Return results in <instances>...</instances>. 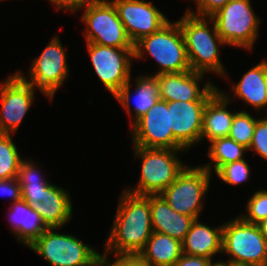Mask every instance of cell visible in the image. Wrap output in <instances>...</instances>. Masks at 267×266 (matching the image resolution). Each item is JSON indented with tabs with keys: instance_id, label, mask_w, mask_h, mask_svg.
Here are the masks:
<instances>
[{
	"instance_id": "836d02e7",
	"label": "cell",
	"mask_w": 267,
	"mask_h": 266,
	"mask_svg": "<svg viewBox=\"0 0 267 266\" xmlns=\"http://www.w3.org/2000/svg\"><path fill=\"white\" fill-rule=\"evenodd\" d=\"M0 194L12 199V203L22 199L21 186L17 177L0 180Z\"/></svg>"
},
{
	"instance_id": "d590c367",
	"label": "cell",
	"mask_w": 267,
	"mask_h": 266,
	"mask_svg": "<svg viewBox=\"0 0 267 266\" xmlns=\"http://www.w3.org/2000/svg\"><path fill=\"white\" fill-rule=\"evenodd\" d=\"M217 263L220 262H213L212 259L202 256L182 254L173 266H215Z\"/></svg>"
},
{
	"instance_id": "7402d4cb",
	"label": "cell",
	"mask_w": 267,
	"mask_h": 266,
	"mask_svg": "<svg viewBox=\"0 0 267 266\" xmlns=\"http://www.w3.org/2000/svg\"><path fill=\"white\" fill-rule=\"evenodd\" d=\"M222 235L223 225L211 228L195 219L182 242V253L213 259L222 253Z\"/></svg>"
},
{
	"instance_id": "ac0fdd59",
	"label": "cell",
	"mask_w": 267,
	"mask_h": 266,
	"mask_svg": "<svg viewBox=\"0 0 267 266\" xmlns=\"http://www.w3.org/2000/svg\"><path fill=\"white\" fill-rule=\"evenodd\" d=\"M232 96L220 89L207 101L203 113V127L200 142L207 138L209 142L228 137L235 112L227 109Z\"/></svg>"
},
{
	"instance_id": "e575fe53",
	"label": "cell",
	"mask_w": 267,
	"mask_h": 266,
	"mask_svg": "<svg viewBox=\"0 0 267 266\" xmlns=\"http://www.w3.org/2000/svg\"><path fill=\"white\" fill-rule=\"evenodd\" d=\"M49 3L56 7V10H67L69 12L80 11L86 8L89 4L99 0H48Z\"/></svg>"
},
{
	"instance_id": "83f0119b",
	"label": "cell",
	"mask_w": 267,
	"mask_h": 266,
	"mask_svg": "<svg viewBox=\"0 0 267 266\" xmlns=\"http://www.w3.org/2000/svg\"><path fill=\"white\" fill-rule=\"evenodd\" d=\"M257 120L246 110L236 112L228 137L249 149Z\"/></svg>"
},
{
	"instance_id": "d6a6232c",
	"label": "cell",
	"mask_w": 267,
	"mask_h": 266,
	"mask_svg": "<svg viewBox=\"0 0 267 266\" xmlns=\"http://www.w3.org/2000/svg\"><path fill=\"white\" fill-rule=\"evenodd\" d=\"M116 257L114 262L110 261L107 256L104 257L105 266H151L139 254H113Z\"/></svg>"
},
{
	"instance_id": "3957f363",
	"label": "cell",
	"mask_w": 267,
	"mask_h": 266,
	"mask_svg": "<svg viewBox=\"0 0 267 266\" xmlns=\"http://www.w3.org/2000/svg\"><path fill=\"white\" fill-rule=\"evenodd\" d=\"M150 55L159 66L152 76L161 73H181L191 70L185 39L178 22L170 20L158 31L142 37L134 44V59Z\"/></svg>"
},
{
	"instance_id": "7c38bea8",
	"label": "cell",
	"mask_w": 267,
	"mask_h": 266,
	"mask_svg": "<svg viewBox=\"0 0 267 266\" xmlns=\"http://www.w3.org/2000/svg\"><path fill=\"white\" fill-rule=\"evenodd\" d=\"M17 72L0 82V134H15L31 108L35 91Z\"/></svg>"
},
{
	"instance_id": "5bb4252c",
	"label": "cell",
	"mask_w": 267,
	"mask_h": 266,
	"mask_svg": "<svg viewBox=\"0 0 267 266\" xmlns=\"http://www.w3.org/2000/svg\"><path fill=\"white\" fill-rule=\"evenodd\" d=\"M206 103L207 101L168 102L174 150L188 151L199 144Z\"/></svg>"
},
{
	"instance_id": "d6986e66",
	"label": "cell",
	"mask_w": 267,
	"mask_h": 266,
	"mask_svg": "<svg viewBox=\"0 0 267 266\" xmlns=\"http://www.w3.org/2000/svg\"><path fill=\"white\" fill-rule=\"evenodd\" d=\"M131 78L129 82L121 88L115 95L114 98L123 106L126 113L130 115L135 122L143 114H145L152 106L155 105L159 99L158 82L155 76L152 75H138L136 78V86L133 88L134 96V108L131 109ZM134 111V113L132 112ZM134 114V115H131Z\"/></svg>"
},
{
	"instance_id": "30bf717a",
	"label": "cell",
	"mask_w": 267,
	"mask_h": 266,
	"mask_svg": "<svg viewBox=\"0 0 267 266\" xmlns=\"http://www.w3.org/2000/svg\"><path fill=\"white\" fill-rule=\"evenodd\" d=\"M59 38L58 35L53 36L42 53L32 60L29 75L25 76L24 72L17 71L34 88H39L50 101L55 97L57 90L64 85V80L68 78L70 71L66 48Z\"/></svg>"
},
{
	"instance_id": "52a82bcc",
	"label": "cell",
	"mask_w": 267,
	"mask_h": 266,
	"mask_svg": "<svg viewBox=\"0 0 267 266\" xmlns=\"http://www.w3.org/2000/svg\"><path fill=\"white\" fill-rule=\"evenodd\" d=\"M212 174L202 166L185 169L159 195L176 212L199 219Z\"/></svg>"
},
{
	"instance_id": "f35d334b",
	"label": "cell",
	"mask_w": 267,
	"mask_h": 266,
	"mask_svg": "<svg viewBox=\"0 0 267 266\" xmlns=\"http://www.w3.org/2000/svg\"><path fill=\"white\" fill-rule=\"evenodd\" d=\"M215 266H230V264L217 263Z\"/></svg>"
},
{
	"instance_id": "d4e9b609",
	"label": "cell",
	"mask_w": 267,
	"mask_h": 266,
	"mask_svg": "<svg viewBox=\"0 0 267 266\" xmlns=\"http://www.w3.org/2000/svg\"><path fill=\"white\" fill-rule=\"evenodd\" d=\"M40 171L41 169L37 163L25 158L17 174V180L21 186L22 200L32 207L42 202L45 196V188L50 184L48 180L44 179Z\"/></svg>"
},
{
	"instance_id": "cb8c5ba5",
	"label": "cell",
	"mask_w": 267,
	"mask_h": 266,
	"mask_svg": "<svg viewBox=\"0 0 267 266\" xmlns=\"http://www.w3.org/2000/svg\"><path fill=\"white\" fill-rule=\"evenodd\" d=\"M182 254V242L155 231L139 253L151 266H173Z\"/></svg>"
},
{
	"instance_id": "ffe728a7",
	"label": "cell",
	"mask_w": 267,
	"mask_h": 266,
	"mask_svg": "<svg viewBox=\"0 0 267 266\" xmlns=\"http://www.w3.org/2000/svg\"><path fill=\"white\" fill-rule=\"evenodd\" d=\"M33 208L42 217L48 228L60 230L72 220L73 210L70 193L52 182L45 188L42 202L35 204Z\"/></svg>"
},
{
	"instance_id": "2e32d148",
	"label": "cell",
	"mask_w": 267,
	"mask_h": 266,
	"mask_svg": "<svg viewBox=\"0 0 267 266\" xmlns=\"http://www.w3.org/2000/svg\"><path fill=\"white\" fill-rule=\"evenodd\" d=\"M154 76L158 82L159 99L167 102L208 101L219 90L209 78L201 90L199 83L205 75L192 70Z\"/></svg>"
},
{
	"instance_id": "5b68a950",
	"label": "cell",
	"mask_w": 267,
	"mask_h": 266,
	"mask_svg": "<svg viewBox=\"0 0 267 266\" xmlns=\"http://www.w3.org/2000/svg\"><path fill=\"white\" fill-rule=\"evenodd\" d=\"M134 158L141 160V174L137 186L125 191L135 195H159L185 169L186 164L177 152L186 150L133 147Z\"/></svg>"
},
{
	"instance_id": "7a4b0ae2",
	"label": "cell",
	"mask_w": 267,
	"mask_h": 266,
	"mask_svg": "<svg viewBox=\"0 0 267 266\" xmlns=\"http://www.w3.org/2000/svg\"><path fill=\"white\" fill-rule=\"evenodd\" d=\"M177 22L185 39L191 70L203 74L214 72L220 77L228 78L219 54L220 48L227 44L219 36L213 19L194 15L186 10Z\"/></svg>"
},
{
	"instance_id": "9a60e30c",
	"label": "cell",
	"mask_w": 267,
	"mask_h": 266,
	"mask_svg": "<svg viewBox=\"0 0 267 266\" xmlns=\"http://www.w3.org/2000/svg\"><path fill=\"white\" fill-rule=\"evenodd\" d=\"M119 19L133 44L142 37L158 31L169 19L153 5L144 0H111Z\"/></svg>"
},
{
	"instance_id": "484cf974",
	"label": "cell",
	"mask_w": 267,
	"mask_h": 266,
	"mask_svg": "<svg viewBox=\"0 0 267 266\" xmlns=\"http://www.w3.org/2000/svg\"><path fill=\"white\" fill-rule=\"evenodd\" d=\"M209 143L207 156L211 159V162L201 166L206 168L211 174L213 173L212 170L216 173L227 163L244 159V153L248 151L247 148L238 144L230 137L218 138Z\"/></svg>"
},
{
	"instance_id": "e0dca14e",
	"label": "cell",
	"mask_w": 267,
	"mask_h": 266,
	"mask_svg": "<svg viewBox=\"0 0 267 266\" xmlns=\"http://www.w3.org/2000/svg\"><path fill=\"white\" fill-rule=\"evenodd\" d=\"M149 202L153 231L183 242L195 218L176 212L160 195H149Z\"/></svg>"
},
{
	"instance_id": "4fadbf2b",
	"label": "cell",
	"mask_w": 267,
	"mask_h": 266,
	"mask_svg": "<svg viewBox=\"0 0 267 266\" xmlns=\"http://www.w3.org/2000/svg\"><path fill=\"white\" fill-rule=\"evenodd\" d=\"M132 145L143 148L173 149L168 102L158 99L145 114L131 123Z\"/></svg>"
},
{
	"instance_id": "f546056e",
	"label": "cell",
	"mask_w": 267,
	"mask_h": 266,
	"mask_svg": "<svg viewBox=\"0 0 267 266\" xmlns=\"http://www.w3.org/2000/svg\"><path fill=\"white\" fill-rule=\"evenodd\" d=\"M245 208L247 213L239 215L244 221L257 225L264 221L267 218V190L255 191Z\"/></svg>"
},
{
	"instance_id": "8992f818",
	"label": "cell",
	"mask_w": 267,
	"mask_h": 266,
	"mask_svg": "<svg viewBox=\"0 0 267 266\" xmlns=\"http://www.w3.org/2000/svg\"><path fill=\"white\" fill-rule=\"evenodd\" d=\"M254 12L251 0H231L211 18L227 45L251 51L258 39L261 22Z\"/></svg>"
},
{
	"instance_id": "44dd1931",
	"label": "cell",
	"mask_w": 267,
	"mask_h": 266,
	"mask_svg": "<svg viewBox=\"0 0 267 266\" xmlns=\"http://www.w3.org/2000/svg\"><path fill=\"white\" fill-rule=\"evenodd\" d=\"M10 230L22 245L31 246L47 229L42 217L24 200L10 204Z\"/></svg>"
},
{
	"instance_id": "9c48e42d",
	"label": "cell",
	"mask_w": 267,
	"mask_h": 266,
	"mask_svg": "<svg viewBox=\"0 0 267 266\" xmlns=\"http://www.w3.org/2000/svg\"><path fill=\"white\" fill-rule=\"evenodd\" d=\"M86 42L114 48H134L111 0H99L82 9Z\"/></svg>"
},
{
	"instance_id": "74e56055",
	"label": "cell",
	"mask_w": 267,
	"mask_h": 266,
	"mask_svg": "<svg viewBox=\"0 0 267 266\" xmlns=\"http://www.w3.org/2000/svg\"><path fill=\"white\" fill-rule=\"evenodd\" d=\"M261 232L265 235V237L267 238V218L262 221L260 224H258Z\"/></svg>"
},
{
	"instance_id": "8fae6325",
	"label": "cell",
	"mask_w": 267,
	"mask_h": 266,
	"mask_svg": "<svg viewBox=\"0 0 267 266\" xmlns=\"http://www.w3.org/2000/svg\"><path fill=\"white\" fill-rule=\"evenodd\" d=\"M95 74L113 96L131 78L134 48H114L86 42Z\"/></svg>"
},
{
	"instance_id": "4316f807",
	"label": "cell",
	"mask_w": 267,
	"mask_h": 266,
	"mask_svg": "<svg viewBox=\"0 0 267 266\" xmlns=\"http://www.w3.org/2000/svg\"><path fill=\"white\" fill-rule=\"evenodd\" d=\"M11 134H0V180L17 177L21 158Z\"/></svg>"
},
{
	"instance_id": "8d00e7d4",
	"label": "cell",
	"mask_w": 267,
	"mask_h": 266,
	"mask_svg": "<svg viewBox=\"0 0 267 266\" xmlns=\"http://www.w3.org/2000/svg\"><path fill=\"white\" fill-rule=\"evenodd\" d=\"M88 266H105L103 255H100L92 264Z\"/></svg>"
},
{
	"instance_id": "603a6c76",
	"label": "cell",
	"mask_w": 267,
	"mask_h": 266,
	"mask_svg": "<svg viewBox=\"0 0 267 266\" xmlns=\"http://www.w3.org/2000/svg\"><path fill=\"white\" fill-rule=\"evenodd\" d=\"M232 93L252 106L255 110L267 106V60L251 67L242 78L234 84Z\"/></svg>"
},
{
	"instance_id": "ba28073f",
	"label": "cell",
	"mask_w": 267,
	"mask_h": 266,
	"mask_svg": "<svg viewBox=\"0 0 267 266\" xmlns=\"http://www.w3.org/2000/svg\"><path fill=\"white\" fill-rule=\"evenodd\" d=\"M48 228L31 246L51 266H88L101 254L73 234Z\"/></svg>"
},
{
	"instance_id": "6da1fadb",
	"label": "cell",
	"mask_w": 267,
	"mask_h": 266,
	"mask_svg": "<svg viewBox=\"0 0 267 266\" xmlns=\"http://www.w3.org/2000/svg\"><path fill=\"white\" fill-rule=\"evenodd\" d=\"M103 256L139 254L153 233L149 195H135L123 191Z\"/></svg>"
},
{
	"instance_id": "f1b7e54d",
	"label": "cell",
	"mask_w": 267,
	"mask_h": 266,
	"mask_svg": "<svg viewBox=\"0 0 267 266\" xmlns=\"http://www.w3.org/2000/svg\"><path fill=\"white\" fill-rule=\"evenodd\" d=\"M215 174L226 184L236 186L248 181L251 172L248 162L244 158L223 165Z\"/></svg>"
},
{
	"instance_id": "277c9868",
	"label": "cell",
	"mask_w": 267,
	"mask_h": 266,
	"mask_svg": "<svg viewBox=\"0 0 267 266\" xmlns=\"http://www.w3.org/2000/svg\"><path fill=\"white\" fill-rule=\"evenodd\" d=\"M234 266H267V238L259 225L244 221L240 216L223 224L222 254Z\"/></svg>"
},
{
	"instance_id": "1f68e13d",
	"label": "cell",
	"mask_w": 267,
	"mask_h": 266,
	"mask_svg": "<svg viewBox=\"0 0 267 266\" xmlns=\"http://www.w3.org/2000/svg\"><path fill=\"white\" fill-rule=\"evenodd\" d=\"M230 1L231 0H194L197 11H192L191 8L187 9V11L197 16L211 17Z\"/></svg>"
},
{
	"instance_id": "4dcf8cb0",
	"label": "cell",
	"mask_w": 267,
	"mask_h": 266,
	"mask_svg": "<svg viewBox=\"0 0 267 266\" xmlns=\"http://www.w3.org/2000/svg\"><path fill=\"white\" fill-rule=\"evenodd\" d=\"M248 150L267 160V117L258 118L254 129L253 139Z\"/></svg>"
}]
</instances>
